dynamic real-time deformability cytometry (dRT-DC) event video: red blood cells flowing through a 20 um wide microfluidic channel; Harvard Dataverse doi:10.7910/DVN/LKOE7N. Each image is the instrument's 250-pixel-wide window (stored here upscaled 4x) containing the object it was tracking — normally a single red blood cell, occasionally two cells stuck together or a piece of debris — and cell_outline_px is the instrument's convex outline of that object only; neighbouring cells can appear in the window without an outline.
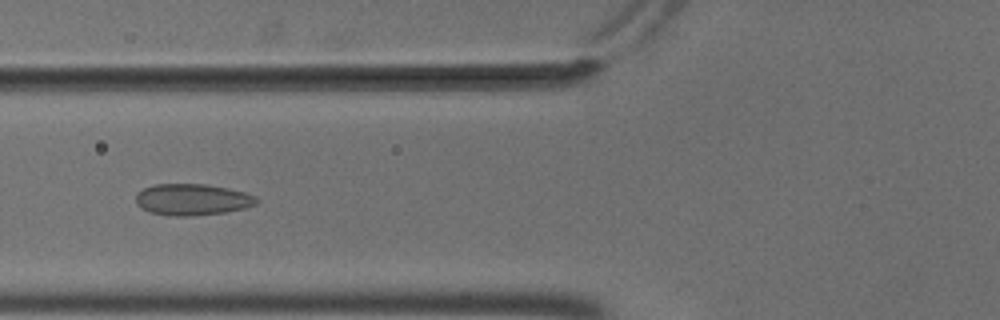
{"species": "common noctule bat (a hibernating species)", "species_latin": "Nyctalus noctula", "temperature_condition": "cold", "stored_images_in_passage": 55, "camera_frame_rate_fps": 3000, "um_per_image_px": 0.085, "animal": {"sex": "male", "body_mass_g": 18.8}, "frame": {"image": 1, "passage_image": 22, "time_ms": 7.0, "image_size_px": [1000, 320], "cell_outline_px": [[260, 200], [256, 204], [244, 208], [224, 212], [192, 216], [168, 216], [152, 212], [140, 208], [136, 204], [136, 196], [144, 188], [156, 184], [204, 184], [228, 188], [244, 192], [256, 196]], "centroid_in_image_um": [16.36, 16.96], "position_along_channel_um": 109.4, "area_um2": 22.08}}
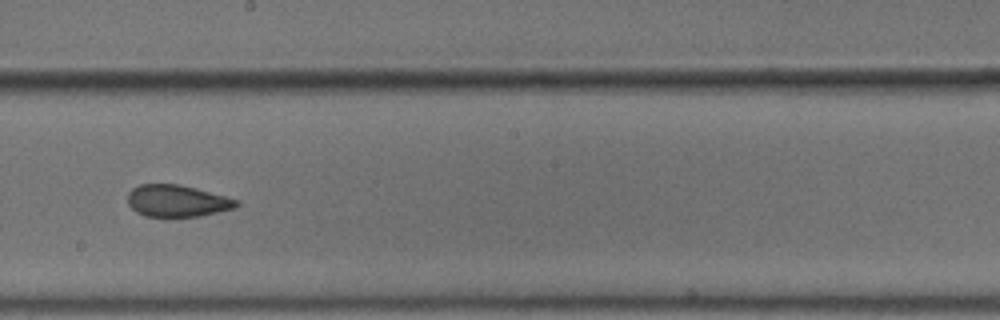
{"frame": {"image": 2, "passage_image": 32, "time_ms": 10.333, "image_size_px": [1000, 320], "cell_outline_px": [[240, 204], [236, 208], [200, 216], [144, 216], [136, 212], [128, 204], [128, 192], [132, 188], [140, 184], [180, 184], [196, 188], [240, 200]], "centroid_in_image_um": [15.07, 17.07], "position_along_channel_um": 233.1, "area_um2": 20.29}}
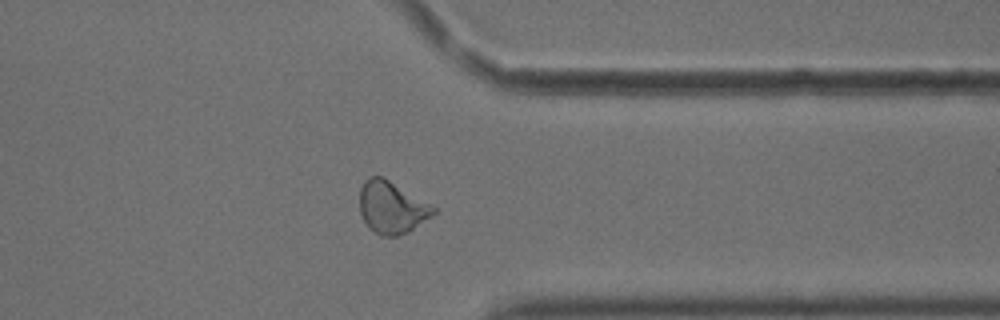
{"frame": {"image": 3, "passage_image": 44, "time_ms": 14.333, "image_size_px": [1000, 320], "cell_outline_px": [[436, 212], [432, 216], [408, 232], [396, 236], [380, 236], [368, 228], [360, 212], [360, 188], [364, 180], [368, 176], [384, 176], [436, 208]], "centroid_in_image_um": [33.27, 17.62], "position_along_channel_um": 378.1, "area_um2": 22.48}, "authors_computed_cell_mechanics": {"area_um2": 22.3108, "velocity_mm_per_s": 3.6912, "shape_relaxation_time_tau1_ms": null, "shape_relaxation_time_tau2_ms": 1.3822, "deformation_change_tau1": null, "deformation_change_tau2": 0.0696}}